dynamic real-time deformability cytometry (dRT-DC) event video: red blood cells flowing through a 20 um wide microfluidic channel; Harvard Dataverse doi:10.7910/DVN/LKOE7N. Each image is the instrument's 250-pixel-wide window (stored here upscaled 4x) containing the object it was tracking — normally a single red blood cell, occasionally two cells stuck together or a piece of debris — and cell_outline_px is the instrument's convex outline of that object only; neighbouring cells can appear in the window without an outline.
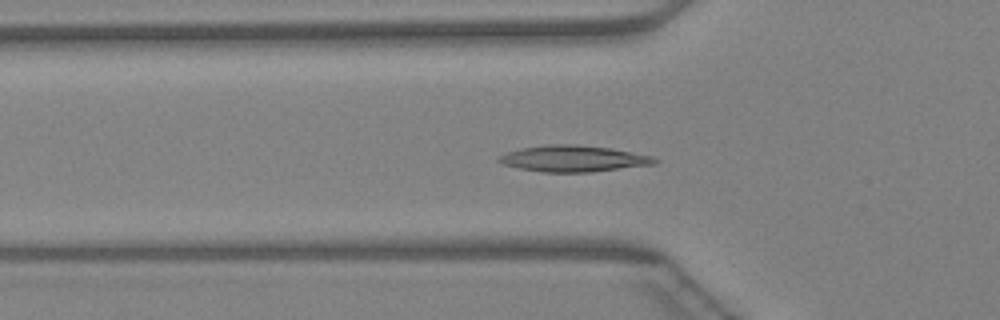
{"species": "Egyptian fruit bat (a non-hibernating species)", "species_latin": "Rousettus aegyptiacus", "temperature_condition": "warm", "stored_images_in_passage": 41, "camera_frame_rate_fps": 3000, "um_per_image_px": 0.085, "animal": {"sex": "female"}, "frame": {"image": 1, "passage_image": 11, "time_ms": 3.333, "image_size_px": [1000, 320], "cell_outline_px": [[660, 160], [656, 164], [592, 172], [544, 172], [520, 168], [504, 164], [496, 160], [496, 156], [504, 152], [520, 148], [548, 144], [576, 144], [612, 148], [652, 156]], "centroid_in_image_um": [48.72, 13.47], "position_along_channel_um": 77.1, "area_um2": 24.1}}
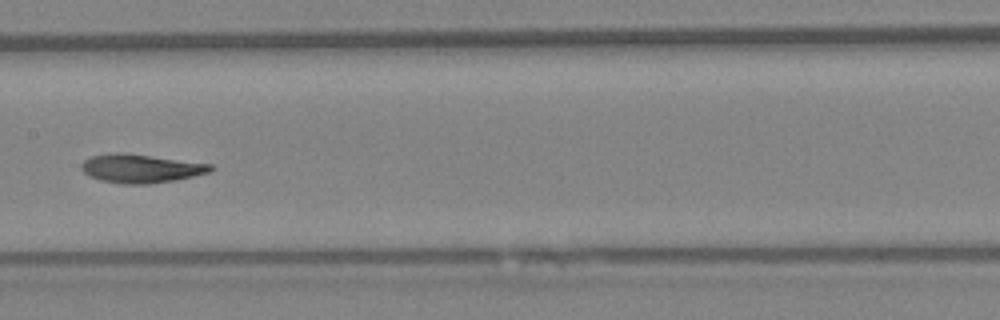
{"frame": {"image": 2, "passage_image": 19, "time_ms": 6.0, "image_size_px": [1000, 320], "cell_outline_px": [[216, 168], [208, 172], [176, 180], [148, 184], [120, 184], [100, 180], [88, 176], [80, 168], [80, 164], [84, 160], [92, 156], [112, 152], [120, 152], [212, 164]], "centroid_in_image_um": [11.93, 14.32], "position_along_channel_um": 195.5, "area_um2": 21.56}}
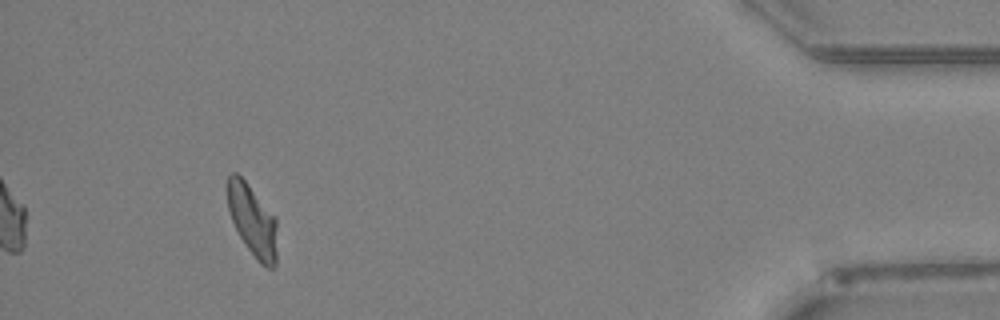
{"frame": {"image": 3, "passage_image": 38, "time_ms": 12.333, "image_size_px": [1000, 320], "cell_outline_px": [[276, 264], [272, 268], [268, 268], [260, 264], [256, 260], [244, 244], [232, 220], [228, 208], [228, 176], [232, 172], [236, 172], [244, 180], [276, 216]], "centroid_in_image_um": [21.48, 18.77], "position_along_channel_um": 413.7, "area_um2": 20.58}}